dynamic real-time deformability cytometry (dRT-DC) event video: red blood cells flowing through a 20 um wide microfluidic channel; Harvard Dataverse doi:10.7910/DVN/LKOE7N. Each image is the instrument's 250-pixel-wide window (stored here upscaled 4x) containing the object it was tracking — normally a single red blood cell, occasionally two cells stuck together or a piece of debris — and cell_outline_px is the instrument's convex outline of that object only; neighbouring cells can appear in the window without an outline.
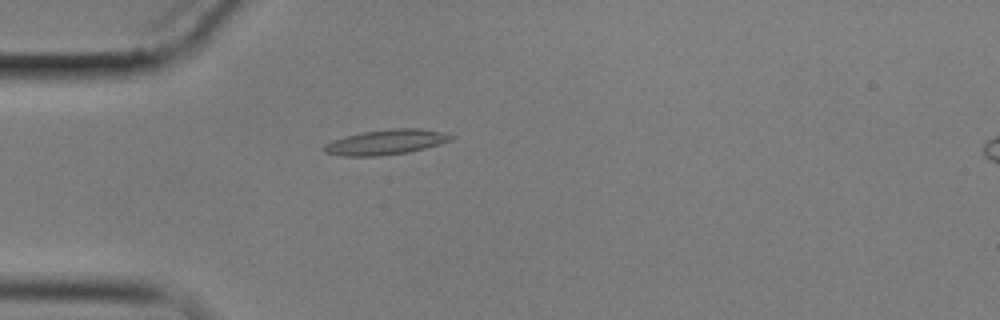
{"species": "common noctule bat (a hibernating species)", "species_latin": "Nyctalus noctula", "temperature_condition": "cold", "stored_images_in_passage": 5, "camera_frame_rate_fps": 3000, "um_per_image_px": 0.085, "animal": {"sex": "male", "body_mass_g": 17.9}, "frame": {"image": 1, "passage_image": 5, "time_ms": 5.0, "image_size_px": [1000, 320], "cell_outline_px": [[452, 140], [440, 144], [408, 152], [380, 156], [340, 156], [324, 152], [324, 144], [332, 140], [344, 136], [364, 132], [392, 128], [416, 128], [440, 132], [452, 136]], "centroid_in_image_um": [32.75, 12.09], "position_along_channel_um": 52.3, "area_um2": 18.38}}